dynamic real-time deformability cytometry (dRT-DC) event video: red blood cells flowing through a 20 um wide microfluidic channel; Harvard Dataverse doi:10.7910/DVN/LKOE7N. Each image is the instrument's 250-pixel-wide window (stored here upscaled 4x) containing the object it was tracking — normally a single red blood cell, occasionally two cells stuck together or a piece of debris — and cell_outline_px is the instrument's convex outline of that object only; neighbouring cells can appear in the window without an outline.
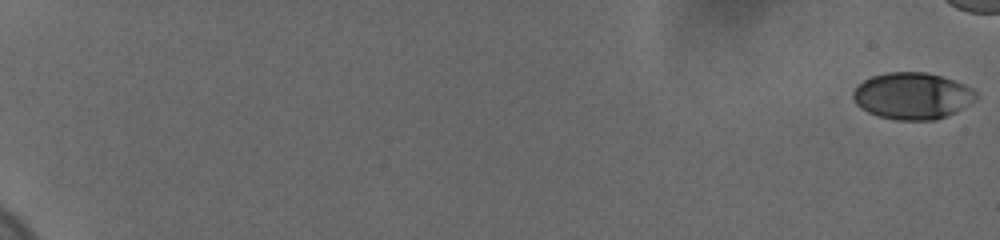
{"species": "human", "species_latin": "Homo sapiens", "temperature_condition": "cold", "stored_images_in_passage": 20, "camera_frame_rate_fps": 3000, "um_per_image_px": 0.085, "donor": {"sex": "female"}, "frame": {"image": 1, "passage_image": 1, "time_ms": 0.0, "image_size_px": [1000, 240], "cell_outline_px": [[976, 100], [948, 116], [936, 120], [900, 120], [880, 116], [868, 112], [860, 108], [856, 104], [852, 96], [852, 92], [864, 80], [872, 76], [888, 72], [924, 72], [940, 76], [964, 84], [972, 88], [976, 92]], "centroid_in_image_um": [77.55, 8.15], "position_along_channel_um": 7.5, "area_um2": 33.29}}
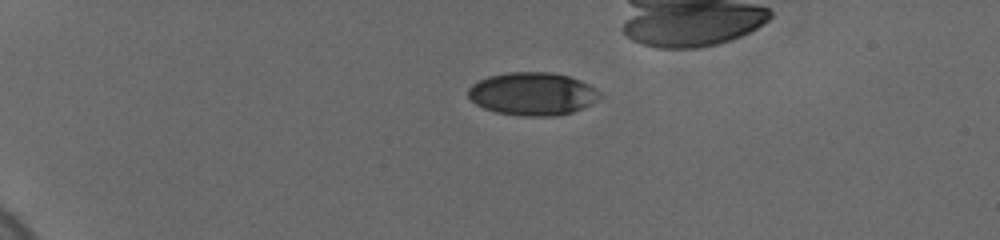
{"frame": {"image": 2, "passage_image": 14, "time_ms": 5.333, "image_size_px": [1000, 240], "cell_outline_px": [[604, 96], [572, 112], [552, 116], [520, 116], [496, 112], [484, 108], [476, 104], [468, 96], [468, 88], [472, 84], [488, 76], [508, 72], [552, 72], [568, 76], [580, 80], [596, 88]], "centroid_in_image_um": [45.26, 7.97], "position_along_channel_um": 39.7, "area_um2": 32.89}}
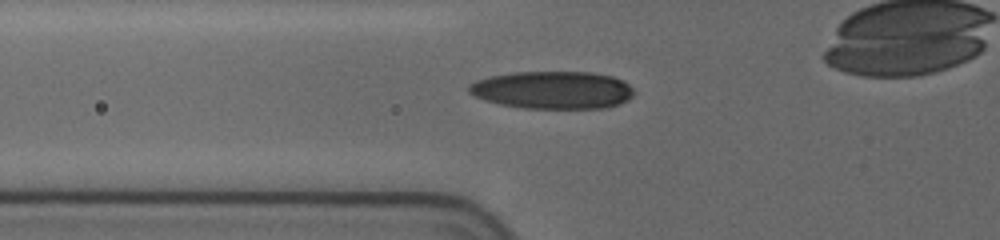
{"frame": {"image": 3, "passage_image": 19, "time_ms": 8.333, "image_size_px": [1000, 240], "cell_outline_px": [[636, 92], [628, 100], [620, 104], [604, 108], [524, 108], [500, 104], [484, 100], [468, 92], [468, 84], [476, 80], [492, 76], [512, 72], [592, 72], [612, 76], [628, 84]], "centroid_in_image_um": [46.98, 7.65], "position_along_channel_um": 78.8, "area_um2": 36.3}}